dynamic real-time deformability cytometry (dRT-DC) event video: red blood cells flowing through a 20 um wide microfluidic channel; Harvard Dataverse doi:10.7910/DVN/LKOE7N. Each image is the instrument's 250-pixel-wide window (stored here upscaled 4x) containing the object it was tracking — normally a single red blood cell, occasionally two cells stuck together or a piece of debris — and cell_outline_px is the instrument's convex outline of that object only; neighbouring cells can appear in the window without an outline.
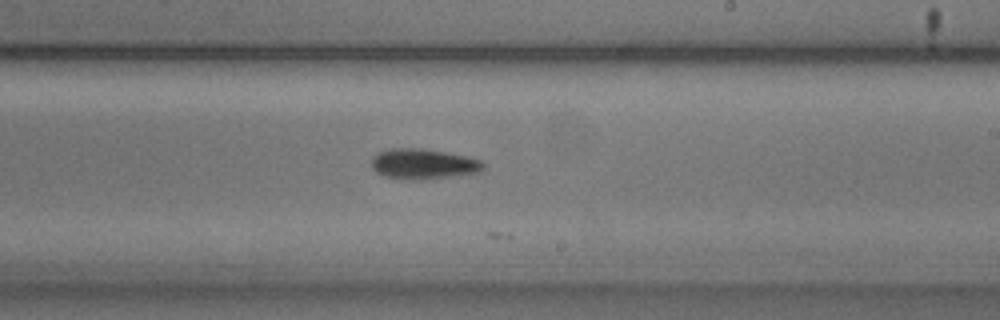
{"species": "common noctule bat (a hibernating species)", "species_latin": "Nyctalus noctula", "temperature_condition": "cold", "stored_images_in_passage": 21, "camera_frame_rate_fps": 3000, "um_per_image_px": 0.085, "animal": {"sex": "male", "body_mass_g": 20.5, "forearm_length_mm": 52.5}, "frame": {"image": 1, "passage_image": 19, "time_ms": 6.0, "image_size_px": [1000, 320], "cell_outline_px": [[484, 168], [480, 172], [432, 180], [412, 180], [384, 176], [376, 172], [372, 168], [372, 156], [380, 152], [392, 148], [424, 148], [468, 156], [480, 160], [484, 164]], "centroid_in_image_um": [36.01, 13.95], "position_along_channel_um": 253.0, "area_um2": 20.11}}